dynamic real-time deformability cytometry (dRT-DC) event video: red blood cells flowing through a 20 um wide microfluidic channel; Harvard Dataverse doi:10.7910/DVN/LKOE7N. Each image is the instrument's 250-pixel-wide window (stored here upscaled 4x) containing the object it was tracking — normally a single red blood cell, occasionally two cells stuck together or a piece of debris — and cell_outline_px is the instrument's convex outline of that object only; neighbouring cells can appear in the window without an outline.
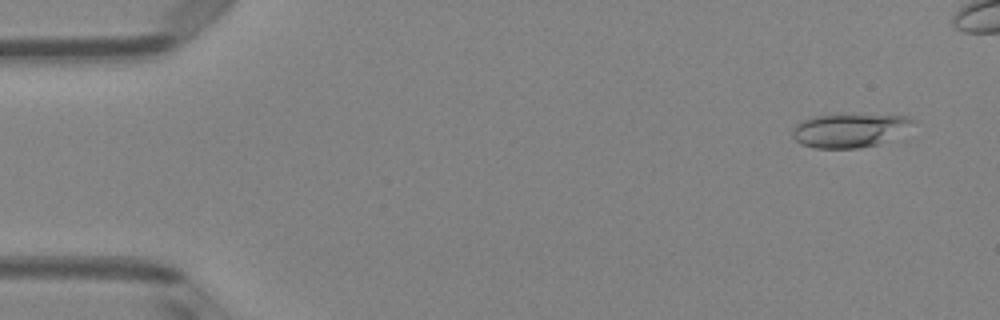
{"species": "Egyptian fruit bat (a non-hibernating species)", "species_latin": "Rousettus aegyptiacus", "temperature_condition": "room temperature", "stored_images_in_passage": 12, "camera_frame_rate_fps": 3000, "um_per_image_px": 0.085, "animal": {"sex": "female"}, "frame": {"image": 1, "passage_image": 3, "time_ms": 0.667, "image_size_px": [1000, 320], "cell_outline_px": [[916, 120], [880, 144], [860, 148], [816, 148], [804, 144], [796, 140], [792, 136], [792, 132], [796, 124], [804, 120], [816, 116], [912, 116]], "centroid_in_image_um": [72.14, 11.11], "position_along_channel_um": 12.9, "area_um2": 22.48}}